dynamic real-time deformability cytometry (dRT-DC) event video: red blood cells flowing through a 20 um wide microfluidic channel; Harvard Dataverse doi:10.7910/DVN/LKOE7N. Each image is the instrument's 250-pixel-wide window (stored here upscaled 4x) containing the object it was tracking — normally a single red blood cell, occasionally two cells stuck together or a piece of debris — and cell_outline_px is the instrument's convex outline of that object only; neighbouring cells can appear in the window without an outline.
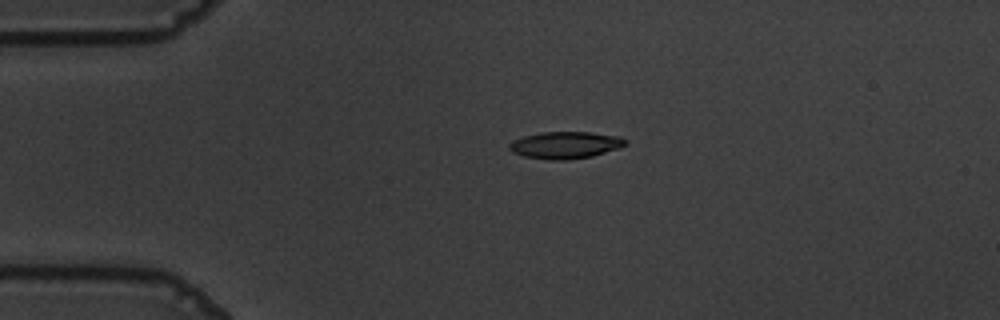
{"species": "common noctule bat (a hibernating species)", "species_latin": "Nyctalus noctula", "temperature_condition": "warm", "stored_images_in_passage": 36, "camera_frame_rate_fps": 3000, "um_per_image_px": 0.085, "animal": {"sex": "male", "body_mass_g": 19.5, "forearm_length_mm": 54.6}, "frame": {"image": 1, "passage_image": 1, "time_ms": 0.0, "image_size_px": [1000, 320], "cell_outline_px": [[620, 144], [600, 152], [584, 156], [536, 156], [536, 136], [556, 132], [572, 132], [604, 136], [620, 140]], "centroid_in_image_um": [48.67, 12.26], "position_along_channel_um": 36.3, "area_um2": 11.73}}
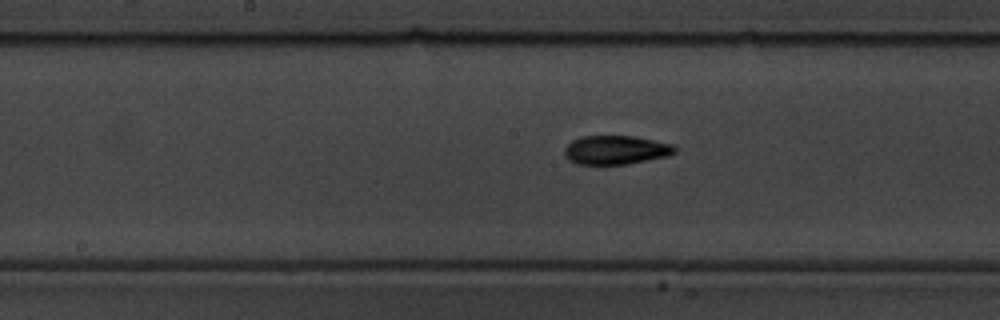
{"frame": {"image": 2, "passage_image": 17, "time_ms": 5.333, "image_size_px": [1000, 320], "cell_outline_px": [[668, 152], [652, 156], [632, 160], [608, 164], [600, 164], [580, 160], [572, 156], [572, 148], [576, 144], [584, 140], [604, 136], [612, 136], [640, 140], [656, 144], [668, 148]], "centroid_in_image_um": [52.27, 12.74], "position_along_channel_um": 195.9, "area_um2": 13.53}}
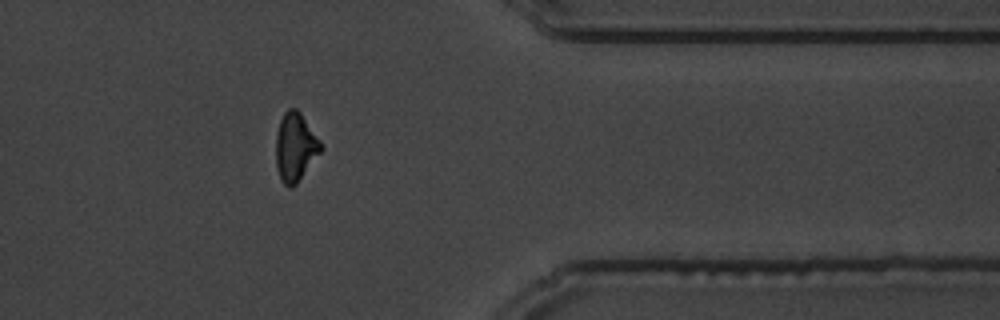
{"frame": {"image": 3, "passage_image": 34, "time_ms": 11.0, "image_size_px": [1000, 320], "cell_outline_px": [[320, 148], [296, 180], [292, 184], [288, 184], [280, 168], [280, 128], [288, 112], [296, 112], [300, 116], [320, 144]], "centroid_in_image_um": [25.16, 12.47], "position_along_channel_um": 386.2, "area_um2": 13.7}}